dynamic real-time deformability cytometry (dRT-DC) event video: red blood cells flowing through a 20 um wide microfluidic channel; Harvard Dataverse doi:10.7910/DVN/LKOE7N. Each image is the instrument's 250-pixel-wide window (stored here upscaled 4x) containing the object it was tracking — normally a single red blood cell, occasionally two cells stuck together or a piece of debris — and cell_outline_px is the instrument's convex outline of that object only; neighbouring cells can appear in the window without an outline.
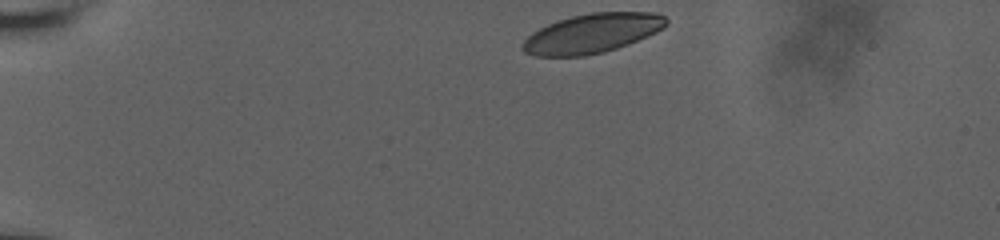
{"species": "human", "species_latin": "Homo sapiens", "temperature_condition": "room temperature", "stored_images_in_passage": 22, "camera_frame_rate_fps": 3000, "um_per_image_px": 0.085, "donor": {"sex": "male"}, "frame": {"image": 1, "passage_image": 1, "time_ms": 0.0, "image_size_px": [1000, 240], "cell_outline_px": [[668, 24], [664, 28], [656, 32], [628, 44], [604, 52], [584, 56], [536, 56], [524, 52], [520, 48], [520, 44], [532, 32], [556, 20], [572, 16], [592, 12], [652, 12], [664, 16], [668, 20]], "centroid_in_image_um": [50.31, 2.83], "position_along_channel_um": 34.7, "area_um2": 33.0}}
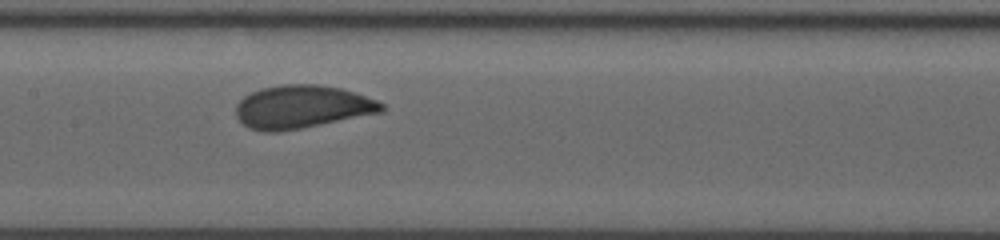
{"frame": {"image": 2, "passage_image": 13, "time_ms": 6.0, "image_size_px": [1000, 240], "cell_outline_px": [[384, 108], [380, 112], [280, 132], [264, 132], [248, 128], [236, 116], [236, 104], [244, 96], [260, 88], [280, 84], [320, 84], [340, 88], [356, 92], [376, 100], [384, 104]], "centroid_in_image_um": [25.63, 9.07], "position_along_channel_um": 181.8, "area_um2": 36.47}}
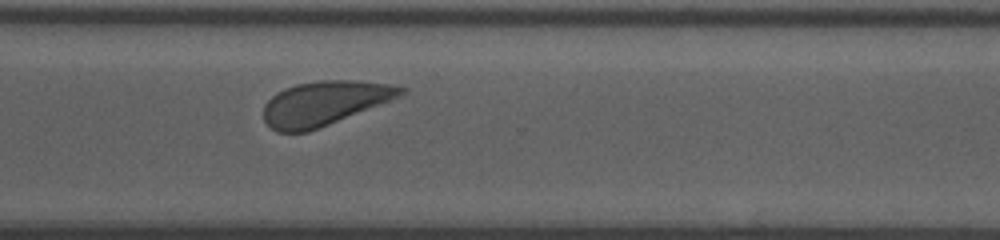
{"frame": {"image": 3, "passage_image": 22, "time_ms": 10.333, "image_size_px": [1000, 240], "cell_outline_px": [[408, 88], [400, 96], [308, 132], [276, 132], [264, 120], [264, 104], [276, 92], [284, 88], [296, 84], [320, 80], [352, 80], [388, 84]], "centroid_in_image_um": [27.53, 8.76], "position_along_channel_um": 343.1, "area_um2": 34.91}}